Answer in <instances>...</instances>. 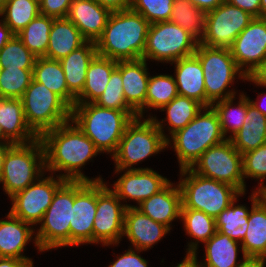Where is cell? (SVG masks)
<instances>
[{"instance_id": "6da1fadb", "label": "cell", "mask_w": 266, "mask_h": 267, "mask_svg": "<svg viewBox=\"0 0 266 267\" xmlns=\"http://www.w3.org/2000/svg\"><path fill=\"white\" fill-rule=\"evenodd\" d=\"M70 121L44 132L41 139L45 152V170L65 171L59 177L69 181H102L100 177L89 179L80 168L100 151L95 144Z\"/></svg>"}, {"instance_id": "7a4b0ae2", "label": "cell", "mask_w": 266, "mask_h": 267, "mask_svg": "<svg viewBox=\"0 0 266 267\" xmlns=\"http://www.w3.org/2000/svg\"><path fill=\"white\" fill-rule=\"evenodd\" d=\"M150 23L132 9L112 12L95 42L97 54L115 61L143 58Z\"/></svg>"}, {"instance_id": "3957f363", "label": "cell", "mask_w": 266, "mask_h": 267, "mask_svg": "<svg viewBox=\"0 0 266 267\" xmlns=\"http://www.w3.org/2000/svg\"><path fill=\"white\" fill-rule=\"evenodd\" d=\"M138 114L135 111L103 108L95 103H75L71 108V121L102 152L116 153L126 126Z\"/></svg>"}, {"instance_id": "277c9868", "label": "cell", "mask_w": 266, "mask_h": 267, "mask_svg": "<svg viewBox=\"0 0 266 267\" xmlns=\"http://www.w3.org/2000/svg\"><path fill=\"white\" fill-rule=\"evenodd\" d=\"M140 117L134 118L127 126L119 142L118 149L112 155L116 170H144L149 168H133L132 165L143 161L145 158L157 154L170 144V138L163 133L164 119L158 121L156 117H150L140 121ZM132 167V168H131Z\"/></svg>"}, {"instance_id": "5b68a950", "label": "cell", "mask_w": 266, "mask_h": 267, "mask_svg": "<svg viewBox=\"0 0 266 267\" xmlns=\"http://www.w3.org/2000/svg\"><path fill=\"white\" fill-rule=\"evenodd\" d=\"M179 181L182 194L181 209L202 211L208 216L216 218L225 210L241 193L230 184L206 178L194 173L190 168L180 170Z\"/></svg>"}, {"instance_id": "8992f818", "label": "cell", "mask_w": 266, "mask_h": 267, "mask_svg": "<svg viewBox=\"0 0 266 267\" xmlns=\"http://www.w3.org/2000/svg\"><path fill=\"white\" fill-rule=\"evenodd\" d=\"M171 139L181 170L190 168L208 148L227 138L222 134L217 113L210 106L203 107L196 117L174 133Z\"/></svg>"}, {"instance_id": "52a82bcc", "label": "cell", "mask_w": 266, "mask_h": 267, "mask_svg": "<svg viewBox=\"0 0 266 267\" xmlns=\"http://www.w3.org/2000/svg\"><path fill=\"white\" fill-rule=\"evenodd\" d=\"M44 170L45 152L40 138L27 144H13L6 152L0 183L12 197L43 177Z\"/></svg>"}, {"instance_id": "ba28073f", "label": "cell", "mask_w": 266, "mask_h": 267, "mask_svg": "<svg viewBox=\"0 0 266 267\" xmlns=\"http://www.w3.org/2000/svg\"><path fill=\"white\" fill-rule=\"evenodd\" d=\"M194 55L203 69L206 107L216 101L235 97V91L225 90L234 82L237 73L243 80L246 76L236 65L230 48L207 47L198 43Z\"/></svg>"}, {"instance_id": "9c48e42d", "label": "cell", "mask_w": 266, "mask_h": 267, "mask_svg": "<svg viewBox=\"0 0 266 267\" xmlns=\"http://www.w3.org/2000/svg\"><path fill=\"white\" fill-rule=\"evenodd\" d=\"M21 101L26 123L38 137L71 121V108L57 94L33 79Z\"/></svg>"}, {"instance_id": "30bf717a", "label": "cell", "mask_w": 266, "mask_h": 267, "mask_svg": "<svg viewBox=\"0 0 266 267\" xmlns=\"http://www.w3.org/2000/svg\"><path fill=\"white\" fill-rule=\"evenodd\" d=\"M74 203V181L66 180L55 192L35 236L39 251L70 246V220Z\"/></svg>"}, {"instance_id": "8fae6325", "label": "cell", "mask_w": 266, "mask_h": 267, "mask_svg": "<svg viewBox=\"0 0 266 267\" xmlns=\"http://www.w3.org/2000/svg\"><path fill=\"white\" fill-rule=\"evenodd\" d=\"M199 41L186 29L171 22L161 21L149 26L143 59L173 62L195 53Z\"/></svg>"}, {"instance_id": "7c38bea8", "label": "cell", "mask_w": 266, "mask_h": 267, "mask_svg": "<svg viewBox=\"0 0 266 267\" xmlns=\"http://www.w3.org/2000/svg\"><path fill=\"white\" fill-rule=\"evenodd\" d=\"M190 169L198 175L230 184L245 193L242 154L230 139L208 148Z\"/></svg>"}, {"instance_id": "4fadbf2b", "label": "cell", "mask_w": 266, "mask_h": 267, "mask_svg": "<svg viewBox=\"0 0 266 267\" xmlns=\"http://www.w3.org/2000/svg\"><path fill=\"white\" fill-rule=\"evenodd\" d=\"M102 181H97V207L93 225V243L102 245L120 243L124 236V221L127 207L120 204L117 194Z\"/></svg>"}, {"instance_id": "5bb4252c", "label": "cell", "mask_w": 266, "mask_h": 267, "mask_svg": "<svg viewBox=\"0 0 266 267\" xmlns=\"http://www.w3.org/2000/svg\"><path fill=\"white\" fill-rule=\"evenodd\" d=\"M253 19L241 8L224 1L207 12L205 34L199 43L207 47L230 48Z\"/></svg>"}, {"instance_id": "9a60e30c", "label": "cell", "mask_w": 266, "mask_h": 267, "mask_svg": "<svg viewBox=\"0 0 266 267\" xmlns=\"http://www.w3.org/2000/svg\"><path fill=\"white\" fill-rule=\"evenodd\" d=\"M41 178L10 197L12 201L10 213L31 226L40 223L56 190L66 181L59 176L58 179L53 176Z\"/></svg>"}, {"instance_id": "2e32d148", "label": "cell", "mask_w": 266, "mask_h": 267, "mask_svg": "<svg viewBox=\"0 0 266 267\" xmlns=\"http://www.w3.org/2000/svg\"><path fill=\"white\" fill-rule=\"evenodd\" d=\"M97 207V181H74V203L70 220V246L93 243Z\"/></svg>"}, {"instance_id": "e0dca14e", "label": "cell", "mask_w": 266, "mask_h": 267, "mask_svg": "<svg viewBox=\"0 0 266 267\" xmlns=\"http://www.w3.org/2000/svg\"><path fill=\"white\" fill-rule=\"evenodd\" d=\"M230 50L238 68L250 76L266 57V18H254L236 37Z\"/></svg>"}, {"instance_id": "ac0fdd59", "label": "cell", "mask_w": 266, "mask_h": 267, "mask_svg": "<svg viewBox=\"0 0 266 267\" xmlns=\"http://www.w3.org/2000/svg\"><path fill=\"white\" fill-rule=\"evenodd\" d=\"M169 182L170 180L152 169L126 170L114 183L112 190L120 200L131 199L140 204L162 190Z\"/></svg>"}, {"instance_id": "d6986e66", "label": "cell", "mask_w": 266, "mask_h": 267, "mask_svg": "<svg viewBox=\"0 0 266 267\" xmlns=\"http://www.w3.org/2000/svg\"><path fill=\"white\" fill-rule=\"evenodd\" d=\"M146 60L117 61V70L121 73L124 98L127 104L143 118L146 107V94L149 73Z\"/></svg>"}, {"instance_id": "ffe728a7", "label": "cell", "mask_w": 266, "mask_h": 267, "mask_svg": "<svg viewBox=\"0 0 266 267\" xmlns=\"http://www.w3.org/2000/svg\"><path fill=\"white\" fill-rule=\"evenodd\" d=\"M171 229L142 213L136 206L126 208L124 234L137 250H147Z\"/></svg>"}, {"instance_id": "44dd1931", "label": "cell", "mask_w": 266, "mask_h": 267, "mask_svg": "<svg viewBox=\"0 0 266 267\" xmlns=\"http://www.w3.org/2000/svg\"><path fill=\"white\" fill-rule=\"evenodd\" d=\"M111 13L94 0H73L67 18L87 41L96 42L102 35Z\"/></svg>"}, {"instance_id": "7402d4cb", "label": "cell", "mask_w": 266, "mask_h": 267, "mask_svg": "<svg viewBox=\"0 0 266 267\" xmlns=\"http://www.w3.org/2000/svg\"><path fill=\"white\" fill-rule=\"evenodd\" d=\"M250 199L252 207L248 227L241 243L243 257L266 261V204L258 190L252 193Z\"/></svg>"}, {"instance_id": "603a6c76", "label": "cell", "mask_w": 266, "mask_h": 267, "mask_svg": "<svg viewBox=\"0 0 266 267\" xmlns=\"http://www.w3.org/2000/svg\"><path fill=\"white\" fill-rule=\"evenodd\" d=\"M182 194L179 184L177 187L169 182L155 195L142 201L139 207L142 213L156 222L162 223L169 229L170 223L181 216Z\"/></svg>"}, {"instance_id": "cb8c5ba5", "label": "cell", "mask_w": 266, "mask_h": 267, "mask_svg": "<svg viewBox=\"0 0 266 267\" xmlns=\"http://www.w3.org/2000/svg\"><path fill=\"white\" fill-rule=\"evenodd\" d=\"M173 63L176 64L175 82L178 94L196 100L206 108L204 75L199 59L193 54Z\"/></svg>"}, {"instance_id": "d4e9b609", "label": "cell", "mask_w": 266, "mask_h": 267, "mask_svg": "<svg viewBox=\"0 0 266 267\" xmlns=\"http://www.w3.org/2000/svg\"><path fill=\"white\" fill-rule=\"evenodd\" d=\"M6 218L9 221L0 220V257H13L23 260L25 263L33 262L32 259L23 256L21 252L24 251L29 239L33 238L35 230L30 228V224L13 216L10 212Z\"/></svg>"}, {"instance_id": "484cf974", "label": "cell", "mask_w": 266, "mask_h": 267, "mask_svg": "<svg viewBox=\"0 0 266 267\" xmlns=\"http://www.w3.org/2000/svg\"><path fill=\"white\" fill-rule=\"evenodd\" d=\"M0 125L14 144H27L39 138L26 123L21 99L0 98Z\"/></svg>"}, {"instance_id": "4316f807", "label": "cell", "mask_w": 266, "mask_h": 267, "mask_svg": "<svg viewBox=\"0 0 266 267\" xmlns=\"http://www.w3.org/2000/svg\"><path fill=\"white\" fill-rule=\"evenodd\" d=\"M86 42L87 40L81 35L80 30L68 18L54 19L49 34V45L44 57L59 61Z\"/></svg>"}, {"instance_id": "83f0119b", "label": "cell", "mask_w": 266, "mask_h": 267, "mask_svg": "<svg viewBox=\"0 0 266 267\" xmlns=\"http://www.w3.org/2000/svg\"><path fill=\"white\" fill-rule=\"evenodd\" d=\"M97 54L96 44L87 41L79 49L59 60L67 82L68 91L76 98L83 90L87 68Z\"/></svg>"}, {"instance_id": "f1b7e54d", "label": "cell", "mask_w": 266, "mask_h": 267, "mask_svg": "<svg viewBox=\"0 0 266 267\" xmlns=\"http://www.w3.org/2000/svg\"><path fill=\"white\" fill-rule=\"evenodd\" d=\"M230 141L242 155L266 144V116L250 103L249 97L244 123Z\"/></svg>"}, {"instance_id": "f546056e", "label": "cell", "mask_w": 266, "mask_h": 267, "mask_svg": "<svg viewBox=\"0 0 266 267\" xmlns=\"http://www.w3.org/2000/svg\"><path fill=\"white\" fill-rule=\"evenodd\" d=\"M116 68L117 61L96 54L87 68L85 85L75 103H94L104 92Z\"/></svg>"}, {"instance_id": "4dcf8cb0", "label": "cell", "mask_w": 266, "mask_h": 267, "mask_svg": "<svg viewBox=\"0 0 266 267\" xmlns=\"http://www.w3.org/2000/svg\"><path fill=\"white\" fill-rule=\"evenodd\" d=\"M33 80L45 85L57 94L70 108L76 98L68 91L65 74L60 61L47 57H37L32 70Z\"/></svg>"}, {"instance_id": "1f68e13d", "label": "cell", "mask_w": 266, "mask_h": 267, "mask_svg": "<svg viewBox=\"0 0 266 267\" xmlns=\"http://www.w3.org/2000/svg\"><path fill=\"white\" fill-rule=\"evenodd\" d=\"M238 242L218 231L205 242V262L200 267H237L243 261L237 263Z\"/></svg>"}, {"instance_id": "d6a6232c", "label": "cell", "mask_w": 266, "mask_h": 267, "mask_svg": "<svg viewBox=\"0 0 266 267\" xmlns=\"http://www.w3.org/2000/svg\"><path fill=\"white\" fill-rule=\"evenodd\" d=\"M207 12L194 6L190 0H175L170 21L186 29L199 42L204 37Z\"/></svg>"}, {"instance_id": "836d02e7", "label": "cell", "mask_w": 266, "mask_h": 267, "mask_svg": "<svg viewBox=\"0 0 266 267\" xmlns=\"http://www.w3.org/2000/svg\"><path fill=\"white\" fill-rule=\"evenodd\" d=\"M40 14L39 2L36 0H7L0 5V16L15 33L24 29Z\"/></svg>"}, {"instance_id": "e575fe53", "label": "cell", "mask_w": 266, "mask_h": 267, "mask_svg": "<svg viewBox=\"0 0 266 267\" xmlns=\"http://www.w3.org/2000/svg\"><path fill=\"white\" fill-rule=\"evenodd\" d=\"M54 18L39 14L16 35L36 56L44 57L49 45V34Z\"/></svg>"}, {"instance_id": "d590c367", "label": "cell", "mask_w": 266, "mask_h": 267, "mask_svg": "<svg viewBox=\"0 0 266 267\" xmlns=\"http://www.w3.org/2000/svg\"><path fill=\"white\" fill-rule=\"evenodd\" d=\"M180 218L183 220L186 233L197 241L188 243V252H197L199 241L207 242L217 231L215 218L202 211L181 209Z\"/></svg>"}, {"instance_id": "8d00e7d4", "label": "cell", "mask_w": 266, "mask_h": 267, "mask_svg": "<svg viewBox=\"0 0 266 267\" xmlns=\"http://www.w3.org/2000/svg\"><path fill=\"white\" fill-rule=\"evenodd\" d=\"M237 198L216 218V230L231 239L242 242L248 227L249 210L243 205L235 206Z\"/></svg>"}, {"instance_id": "74e56055", "label": "cell", "mask_w": 266, "mask_h": 267, "mask_svg": "<svg viewBox=\"0 0 266 267\" xmlns=\"http://www.w3.org/2000/svg\"><path fill=\"white\" fill-rule=\"evenodd\" d=\"M234 98L219 100L211 104L218 115L223 136L226 138L228 131L233 133L227 139H230L240 130L247 114V97L244 94L240 95L239 104L236 108L235 106L231 107Z\"/></svg>"}, {"instance_id": "f35d334b", "label": "cell", "mask_w": 266, "mask_h": 267, "mask_svg": "<svg viewBox=\"0 0 266 267\" xmlns=\"http://www.w3.org/2000/svg\"><path fill=\"white\" fill-rule=\"evenodd\" d=\"M203 109V106L196 100L184 96H176L161 111H167L165 120L169 123L171 136L188 125L196 115Z\"/></svg>"}, {"instance_id": "ab89813d", "label": "cell", "mask_w": 266, "mask_h": 267, "mask_svg": "<svg viewBox=\"0 0 266 267\" xmlns=\"http://www.w3.org/2000/svg\"><path fill=\"white\" fill-rule=\"evenodd\" d=\"M175 78L172 75H157L149 77L146 107L161 109L178 96Z\"/></svg>"}, {"instance_id": "60d3db41", "label": "cell", "mask_w": 266, "mask_h": 267, "mask_svg": "<svg viewBox=\"0 0 266 267\" xmlns=\"http://www.w3.org/2000/svg\"><path fill=\"white\" fill-rule=\"evenodd\" d=\"M32 70L0 68V98L21 99L33 79Z\"/></svg>"}, {"instance_id": "b9f144b4", "label": "cell", "mask_w": 266, "mask_h": 267, "mask_svg": "<svg viewBox=\"0 0 266 267\" xmlns=\"http://www.w3.org/2000/svg\"><path fill=\"white\" fill-rule=\"evenodd\" d=\"M36 59L17 35L0 50V68L33 69Z\"/></svg>"}, {"instance_id": "7bdbcfd3", "label": "cell", "mask_w": 266, "mask_h": 267, "mask_svg": "<svg viewBox=\"0 0 266 267\" xmlns=\"http://www.w3.org/2000/svg\"><path fill=\"white\" fill-rule=\"evenodd\" d=\"M94 103L103 108L134 111L124 98L122 77L117 69L112 72L104 92Z\"/></svg>"}, {"instance_id": "ee69618b", "label": "cell", "mask_w": 266, "mask_h": 267, "mask_svg": "<svg viewBox=\"0 0 266 267\" xmlns=\"http://www.w3.org/2000/svg\"><path fill=\"white\" fill-rule=\"evenodd\" d=\"M175 0H131V9L140 13L150 24L170 21Z\"/></svg>"}, {"instance_id": "f6af8a7d", "label": "cell", "mask_w": 266, "mask_h": 267, "mask_svg": "<svg viewBox=\"0 0 266 267\" xmlns=\"http://www.w3.org/2000/svg\"><path fill=\"white\" fill-rule=\"evenodd\" d=\"M242 167L243 178L261 179L260 186L256 190L263 188L264 182L262 180L266 179V144L244 153L242 155Z\"/></svg>"}, {"instance_id": "bcb514c9", "label": "cell", "mask_w": 266, "mask_h": 267, "mask_svg": "<svg viewBox=\"0 0 266 267\" xmlns=\"http://www.w3.org/2000/svg\"><path fill=\"white\" fill-rule=\"evenodd\" d=\"M73 0H41L40 14L54 19L67 18Z\"/></svg>"}, {"instance_id": "7dc6e473", "label": "cell", "mask_w": 266, "mask_h": 267, "mask_svg": "<svg viewBox=\"0 0 266 267\" xmlns=\"http://www.w3.org/2000/svg\"><path fill=\"white\" fill-rule=\"evenodd\" d=\"M135 250L136 252L130 248V250L128 249L121 257L116 256L117 260L111 262L112 264L108 267H147V261L140 255H137V253L142 250Z\"/></svg>"}, {"instance_id": "c3c4849f", "label": "cell", "mask_w": 266, "mask_h": 267, "mask_svg": "<svg viewBox=\"0 0 266 267\" xmlns=\"http://www.w3.org/2000/svg\"><path fill=\"white\" fill-rule=\"evenodd\" d=\"M225 1L238 8H241L254 18H261L260 0H225Z\"/></svg>"}, {"instance_id": "681fc988", "label": "cell", "mask_w": 266, "mask_h": 267, "mask_svg": "<svg viewBox=\"0 0 266 267\" xmlns=\"http://www.w3.org/2000/svg\"><path fill=\"white\" fill-rule=\"evenodd\" d=\"M111 12L131 9V0H94Z\"/></svg>"}, {"instance_id": "f907efd6", "label": "cell", "mask_w": 266, "mask_h": 267, "mask_svg": "<svg viewBox=\"0 0 266 267\" xmlns=\"http://www.w3.org/2000/svg\"><path fill=\"white\" fill-rule=\"evenodd\" d=\"M245 80H250V82L252 81L256 85L266 87V57L250 76H246Z\"/></svg>"}, {"instance_id": "816d5d0a", "label": "cell", "mask_w": 266, "mask_h": 267, "mask_svg": "<svg viewBox=\"0 0 266 267\" xmlns=\"http://www.w3.org/2000/svg\"><path fill=\"white\" fill-rule=\"evenodd\" d=\"M224 1L225 0H190L194 6L203 9L206 12L217 8Z\"/></svg>"}, {"instance_id": "f5cc1de1", "label": "cell", "mask_w": 266, "mask_h": 267, "mask_svg": "<svg viewBox=\"0 0 266 267\" xmlns=\"http://www.w3.org/2000/svg\"><path fill=\"white\" fill-rule=\"evenodd\" d=\"M0 50L5 44L10 41L16 34L5 24L3 20H0Z\"/></svg>"}, {"instance_id": "db71d44e", "label": "cell", "mask_w": 266, "mask_h": 267, "mask_svg": "<svg viewBox=\"0 0 266 267\" xmlns=\"http://www.w3.org/2000/svg\"><path fill=\"white\" fill-rule=\"evenodd\" d=\"M176 267H200L199 262H197L196 252L187 251L184 260Z\"/></svg>"}, {"instance_id": "11a10c76", "label": "cell", "mask_w": 266, "mask_h": 267, "mask_svg": "<svg viewBox=\"0 0 266 267\" xmlns=\"http://www.w3.org/2000/svg\"><path fill=\"white\" fill-rule=\"evenodd\" d=\"M26 263L23 260L13 257H0V267H23Z\"/></svg>"}, {"instance_id": "9f6ffc18", "label": "cell", "mask_w": 266, "mask_h": 267, "mask_svg": "<svg viewBox=\"0 0 266 267\" xmlns=\"http://www.w3.org/2000/svg\"><path fill=\"white\" fill-rule=\"evenodd\" d=\"M265 260L247 258L241 265L237 267H265Z\"/></svg>"}, {"instance_id": "6f0895ef", "label": "cell", "mask_w": 266, "mask_h": 267, "mask_svg": "<svg viewBox=\"0 0 266 267\" xmlns=\"http://www.w3.org/2000/svg\"><path fill=\"white\" fill-rule=\"evenodd\" d=\"M13 144L14 143H0V177L3 171V164H4L6 152Z\"/></svg>"}, {"instance_id": "680465c9", "label": "cell", "mask_w": 266, "mask_h": 267, "mask_svg": "<svg viewBox=\"0 0 266 267\" xmlns=\"http://www.w3.org/2000/svg\"><path fill=\"white\" fill-rule=\"evenodd\" d=\"M0 143H13L5 134L0 125ZM2 141V142H1Z\"/></svg>"}, {"instance_id": "91938a15", "label": "cell", "mask_w": 266, "mask_h": 267, "mask_svg": "<svg viewBox=\"0 0 266 267\" xmlns=\"http://www.w3.org/2000/svg\"><path fill=\"white\" fill-rule=\"evenodd\" d=\"M250 103L258 110L260 111L264 116H266V108H264L262 105H258L259 103L253 102V100H250Z\"/></svg>"}, {"instance_id": "94428289", "label": "cell", "mask_w": 266, "mask_h": 267, "mask_svg": "<svg viewBox=\"0 0 266 267\" xmlns=\"http://www.w3.org/2000/svg\"><path fill=\"white\" fill-rule=\"evenodd\" d=\"M261 3V18H266V0H260Z\"/></svg>"}, {"instance_id": "6125c7cd", "label": "cell", "mask_w": 266, "mask_h": 267, "mask_svg": "<svg viewBox=\"0 0 266 267\" xmlns=\"http://www.w3.org/2000/svg\"><path fill=\"white\" fill-rule=\"evenodd\" d=\"M261 196V199L264 201L266 204V186H263V188L258 190Z\"/></svg>"}, {"instance_id": "be15d7a7", "label": "cell", "mask_w": 266, "mask_h": 267, "mask_svg": "<svg viewBox=\"0 0 266 267\" xmlns=\"http://www.w3.org/2000/svg\"><path fill=\"white\" fill-rule=\"evenodd\" d=\"M23 267H33V262H31V263H26Z\"/></svg>"}, {"instance_id": "e7e4bbea", "label": "cell", "mask_w": 266, "mask_h": 267, "mask_svg": "<svg viewBox=\"0 0 266 267\" xmlns=\"http://www.w3.org/2000/svg\"><path fill=\"white\" fill-rule=\"evenodd\" d=\"M5 1H7V0H0V5H1L3 2H5Z\"/></svg>"}]
</instances>
